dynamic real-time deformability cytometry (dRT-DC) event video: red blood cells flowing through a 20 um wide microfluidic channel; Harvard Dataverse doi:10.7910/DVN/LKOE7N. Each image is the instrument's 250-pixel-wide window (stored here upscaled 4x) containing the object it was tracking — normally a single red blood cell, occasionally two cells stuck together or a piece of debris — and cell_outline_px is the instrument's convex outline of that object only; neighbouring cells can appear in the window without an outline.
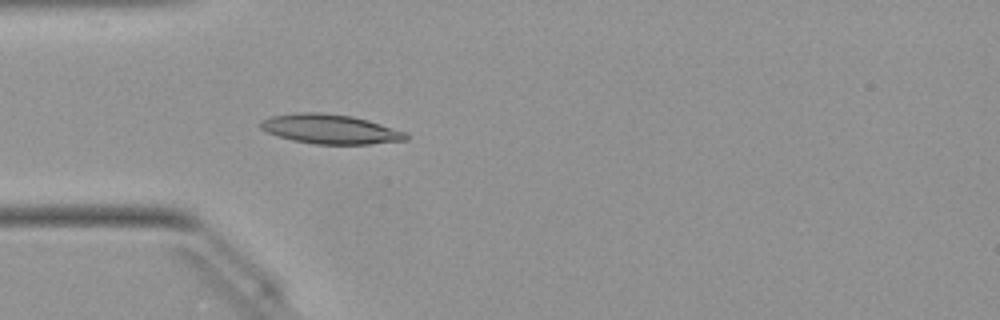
{"species": "Egyptian fruit bat (a non-hibernating species)", "species_latin": "Rousettus aegyptiacus", "temperature_condition": "warm", "stored_images_in_passage": 41, "camera_frame_rate_fps": 3000, "um_per_image_px": 0.085, "animal": {"sex": "female"}, "frame": {"image": 1, "passage_image": 6, "time_ms": 1.667, "image_size_px": [1000, 320], "cell_outline_px": [[408, 140], [368, 144], [316, 144], [292, 140], [276, 136], [260, 128], [260, 120], [272, 116], [300, 112], [320, 112], [352, 116], [368, 120], [404, 132], [408, 136]], "centroid_in_image_um": [28.03, 10.97], "position_along_channel_um": 57.0, "area_um2": 24.85}}
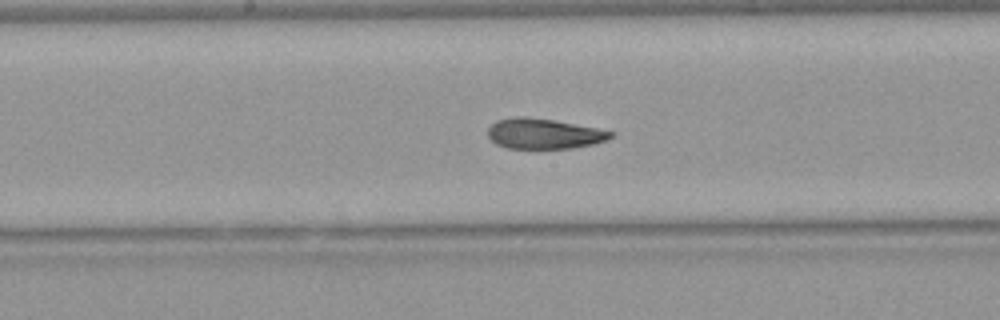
{"frame": {"image": 2, "passage_image": 17, "time_ms": 5.333, "image_size_px": [1000, 320], "cell_outline_px": [[616, 136], [608, 140], [596, 144], [572, 148], [508, 148], [496, 144], [488, 136], [488, 128], [496, 120], [516, 116], [524, 116], [552, 120], [596, 128], [616, 132]], "centroid_in_image_um": [46.27, 11.37], "position_along_channel_um": 201.9, "area_um2": 21.79}}
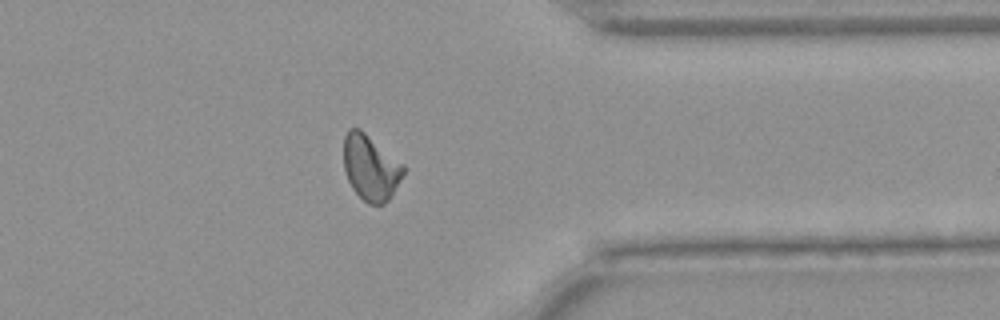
{"frame": {"image": 3, "passage_image": 31, "time_ms": 10.0, "image_size_px": [1000, 320], "cell_outline_px": [[404, 172], [392, 196], [384, 204], [368, 204], [352, 188], [348, 180], [344, 168], [344, 136], [348, 128], [360, 128], [404, 164]], "centroid_in_image_um": [31.5, 14.23], "position_along_channel_um": 379.9, "area_um2": 22.77}, "authors_computed_cell_mechanics": {"area_um2": 22.7732, "velocity_mm_per_s": 4.058, "shape_relaxation_time_tau1_ms": 5.3408, "shape_relaxation_time_tau2_ms": 2.3089, "deformation_change_tau1": 0.178, "deformation_change_tau2": 0.0719}}